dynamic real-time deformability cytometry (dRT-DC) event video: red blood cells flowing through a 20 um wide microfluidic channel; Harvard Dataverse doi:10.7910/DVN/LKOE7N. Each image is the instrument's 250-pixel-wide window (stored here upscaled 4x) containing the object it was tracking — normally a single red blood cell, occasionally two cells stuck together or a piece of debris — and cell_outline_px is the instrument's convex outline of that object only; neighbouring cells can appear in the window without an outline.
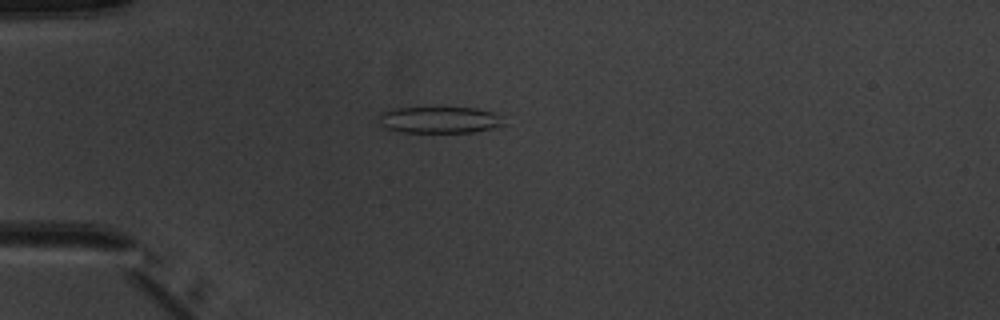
{"species": "common noctule bat (a hibernating species)", "species_latin": "Nyctalus noctula", "temperature_condition": "warm", "stored_images_in_passage": 2, "camera_frame_rate_fps": 3000, "um_per_image_px": 0.085, "animal": {"sex": "male", "body_mass_g": 20.1, "forearm_length_mm": 53.5}, "frame": {"image": 1, "passage_image": 1, "time_ms": 0.0, "image_size_px": [1000, 320], "cell_outline_px": [[508, 124], [492, 128], [472, 132], [400, 132], [388, 128], [380, 124], [380, 112], [396, 108], [476, 108], [492, 112], [500, 116]], "centroid_in_image_um": [37.4, 10.19], "position_along_channel_um": 47.6, "area_um2": 19.19}}